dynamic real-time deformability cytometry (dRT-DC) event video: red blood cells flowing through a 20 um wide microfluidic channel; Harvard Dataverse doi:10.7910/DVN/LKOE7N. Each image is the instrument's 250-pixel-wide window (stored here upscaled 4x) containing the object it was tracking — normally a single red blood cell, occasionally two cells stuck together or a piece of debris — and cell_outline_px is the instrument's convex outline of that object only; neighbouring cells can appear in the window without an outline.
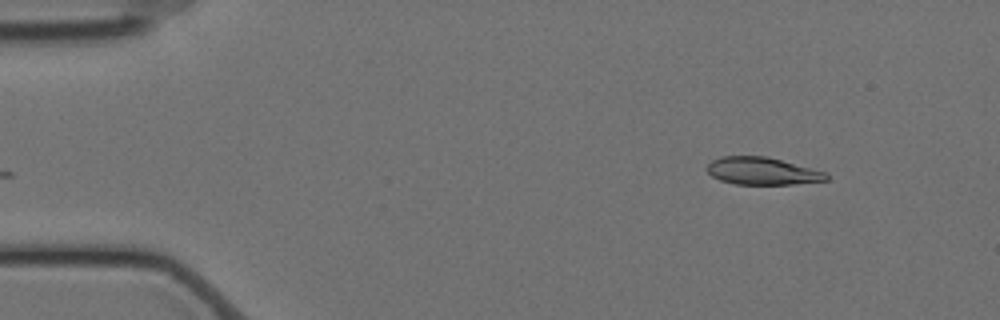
{"species": "Egyptian fruit bat (a non-hibernating species)", "species_latin": "Rousettus aegyptiacus", "temperature_condition": "cold", "stored_images_in_passage": 52, "camera_frame_rate_fps": 3000, "um_per_image_px": 0.085, "animal": {"sex": "female"}, "frame": {"image": 1, "passage_image": 1, "time_ms": 0.0, "image_size_px": [1000, 320], "cell_outline_px": [[828, 180], [792, 184], [736, 184], [720, 180], [712, 176], [704, 168], [712, 160], [720, 156], [768, 156], [828, 172]], "centroid_in_image_um": [64.8, 14.53], "position_along_channel_um": 20.2, "area_um2": 19.25}}
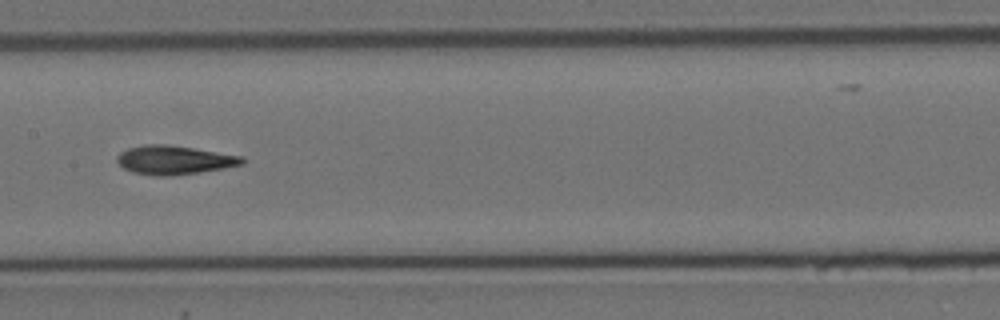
{"frame": {"image": 2, "passage_image": 23, "time_ms": 7.333, "image_size_px": [1000, 320], "cell_outline_px": [[248, 160], [244, 164], [224, 168], [200, 172], [168, 176], [156, 176], [132, 172], [124, 168], [116, 160], [116, 156], [120, 152], [128, 148], [144, 144], [168, 144], [244, 156]], "centroid_in_image_um": [14.84, 13.59], "position_along_channel_um": 192.6, "area_um2": 21.21}}
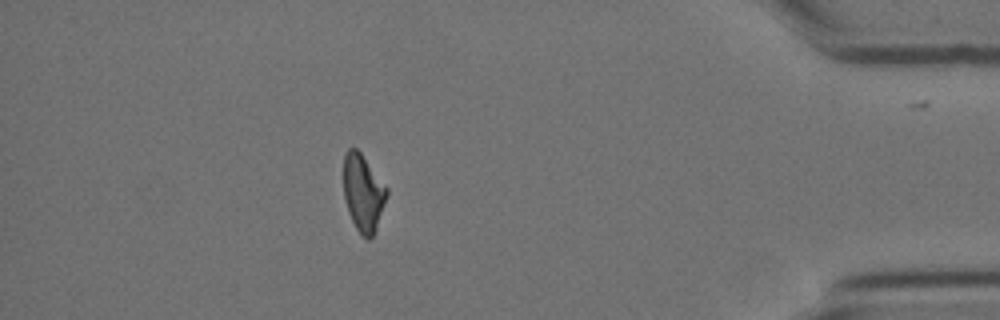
{"frame": {"image": 3, "passage_image": 45, "time_ms": 14.667, "image_size_px": [1000, 320], "cell_outline_px": [[388, 192], [376, 228], [372, 236], [368, 240], [356, 228], [348, 212], [344, 196], [344, 152], [348, 148], [356, 148], [360, 152], [388, 188]], "centroid_in_image_um": [30.86, 16.36], "position_along_channel_um": 404.3, "area_um2": 19.07}, "authors_computed_cell_mechanics": {"area_um2": 20.23, "velocity_mm_per_s": 3.5134, "shape_relaxation_time_tau1_ms": null, "shape_relaxation_time_tau2_ms": 3.9491, "deformation_change_tau1": null, "deformation_change_tau2": 0.1118}}